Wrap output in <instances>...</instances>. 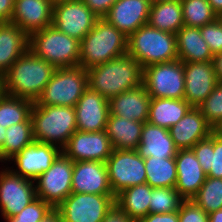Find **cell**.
<instances>
[{"mask_svg": "<svg viewBox=\"0 0 222 222\" xmlns=\"http://www.w3.org/2000/svg\"><path fill=\"white\" fill-rule=\"evenodd\" d=\"M56 68L29 49L2 75L7 95L36 102Z\"/></svg>", "mask_w": 222, "mask_h": 222, "instance_id": "cell-1", "label": "cell"}, {"mask_svg": "<svg viewBox=\"0 0 222 222\" xmlns=\"http://www.w3.org/2000/svg\"><path fill=\"white\" fill-rule=\"evenodd\" d=\"M87 74L89 88L108 100L143 84V68L128 54L87 69Z\"/></svg>", "mask_w": 222, "mask_h": 222, "instance_id": "cell-2", "label": "cell"}, {"mask_svg": "<svg viewBox=\"0 0 222 222\" xmlns=\"http://www.w3.org/2000/svg\"><path fill=\"white\" fill-rule=\"evenodd\" d=\"M128 52V37L104 18L80 41L79 66L85 70L121 57Z\"/></svg>", "mask_w": 222, "mask_h": 222, "instance_id": "cell-3", "label": "cell"}, {"mask_svg": "<svg viewBox=\"0 0 222 222\" xmlns=\"http://www.w3.org/2000/svg\"><path fill=\"white\" fill-rule=\"evenodd\" d=\"M33 137L36 142L53 144L61 149L77 131L74 107L33 104Z\"/></svg>", "mask_w": 222, "mask_h": 222, "instance_id": "cell-4", "label": "cell"}, {"mask_svg": "<svg viewBox=\"0 0 222 222\" xmlns=\"http://www.w3.org/2000/svg\"><path fill=\"white\" fill-rule=\"evenodd\" d=\"M28 49L55 68L79 66L80 41L53 25L31 33Z\"/></svg>", "mask_w": 222, "mask_h": 222, "instance_id": "cell-5", "label": "cell"}, {"mask_svg": "<svg viewBox=\"0 0 222 222\" xmlns=\"http://www.w3.org/2000/svg\"><path fill=\"white\" fill-rule=\"evenodd\" d=\"M127 54L136 59L142 68L177 60L176 34L161 31L149 24L143 25L128 37Z\"/></svg>", "mask_w": 222, "mask_h": 222, "instance_id": "cell-6", "label": "cell"}, {"mask_svg": "<svg viewBox=\"0 0 222 222\" xmlns=\"http://www.w3.org/2000/svg\"><path fill=\"white\" fill-rule=\"evenodd\" d=\"M88 87V74L83 67L56 68L34 103L42 106L75 107Z\"/></svg>", "mask_w": 222, "mask_h": 222, "instance_id": "cell-7", "label": "cell"}, {"mask_svg": "<svg viewBox=\"0 0 222 222\" xmlns=\"http://www.w3.org/2000/svg\"><path fill=\"white\" fill-rule=\"evenodd\" d=\"M143 85L151 98L184 99L183 62L177 59L143 68Z\"/></svg>", "mask_w": 222, "mask_h": 222, "instance_id": "cell-8", "label": "cell"}, {"mask_svg": "<svg viewBox=\"0 0 222 222\" xmlns=\"http://www.w3.org/2000/svg\"><path fill=\"white\" fill-rule=\"evenodd\" d=\"M73 165L74 162L61 153L51 167L34 180L37 197L53 209L72 193Z\"/></svg>", "mask_w": 222, "mask_h": 222, "instance_id": "cell-9", "label": "cell"}, {"mask_svg": "<svg viewBox=\"0 0 222 222\" xmlns=\"http://www.w3.org/2000/svg\"><path fill=\"white\" fill-rule=\"evenodd\" d=\"M115 195L71 193L57 208L62 222H102L115 206Z\"/></svg>", "mask_w": 222, "mask_h": 222, "instance_id": "cell-10", "label": "cell"}, {"mask_svg": "<svg viewBox=\"0 0 222 222\" xmlns=\"http://www.w3.org/2000/svg\"><path fill=\"white\" fill-rule=\"evenodd\" d=\"M106 166L109 184L115 196L128 187L146 183L144 159L136 150L113 149Z\"/></svg>", "mask_w": 222, "mask_h": 222, "instance_id": "cell-11", "label": "cell"}, {"mask_svg": "<svg viewBox=\"0 0 222 222\" xmlns=\"http://www.w3.org/2000/svg\"><path fill=\"white\" fill-rule=\"evenodd\" d=\"M2 169V170H1ZM0 171V213L14 217L37 198L34 180L16 175L7 166Z\"/></svg>", "mask_w": 222, "mask_h": 222, "instance_id": "cell-12", "label": "cell"}, {"mask_svg": "<svg viewBox=\"0 0 222 222\" xmlns=\"http://www.w3.org/2000/svg\"><path fill=\"white\" fill-rule=\"evenodd\" d=\"M98 19L82 0L53 4L52 25L78 41L92 30Z\"/></svg>", "mask_w": 222, "mask_h": 222, "instance_id": "cell-13", "label": "cell"}, {"mask_svg": "<svg viewBox=\"0 0 222 222\" xmlns=\"http://www.w3.org/2000/svg\"><path fill=\"white\" fill-rule=\"evenodd\" d=\"M61 153L62 149L58 146L34 141L10 158L6 164L16 175L35 180L51 167ZM11 163L14 164L9 167L8 164Z\"/></svg>", "mask_w": 222, "mask_h": 222, "instance_id": "cell-14", "label": "cell"}, {"mask_svg": "<svg viewBox=\"0 0 222 222\" xmlns=\"http://www.w3.org/2000/svg\"><path fill=\"white\" fill-rule=\"evenodd\" d=\"M113 146L106 130L100 132L76 131L62 148V153L73 162L100 161L106 163Z\"/></svg>", "mask_w": 222, "mask_h": 222, "instance_id": "cell-15", "label": "cell"}, {"mask_svg": "<svg viewBox=\"0 0 222 222\" xmlns=\"http://www.w3.org/2000/svg\"><path fill=\"white\" fill-rule=\"evenodd\" d=\"M185 78L184 99L192 106L199 107L212 93L218 80L213 61L183 62Z\"/></svg>", "mask_w": 222, "mask_h": 222, "instance_id": "cell-16", "label": "cell"}, {"mask_svg": "<svg viewBox=\"0 0 222 222\" xmlns=\"http://www.w3.org/2000/svg\"><path fill=\"white\" fill-rule=\"evenodd\" d=\"M151 0H117L103 17L127 37L148 24Z\"/></svg>", "mask_w": 222, "mask_h": 222, "instance_id": "cell-17", "label": "cell"}, {"mask_svg": "<svg viewBox=\"0 0 222 222\" xmlns=\"http://www.w3.org/2000/svg\"><path fill=\"white\" fill-rule=\"evenodd\" d=\"M77 130L100 132L106 130L110 110L108 99L89 87L74 107Z\"/></svg>", "mask_w": 222, "mask_h": 222, "instance_id": "cell-18", "label": "cell"}, {"mask_svg": "<svg viewBox=\"0 0 222 222\" xmlns=\"http://www.w3.org/2000/svg\"><path fill=\"white\" fill-rule=\"evenodd\" d=\"M72 193L114 195L106 163L92 160L74 162Z\"/></svg>", "mask_w": 222, "mask_h": 222, "instance_id": "cell-19", "label": "cell"}, {"mask_svg": "<svg viewBox=\"0 0 222 222\" xmlns=\"http://www.w3.org/2000/svg\"><path fill=\"white\" fill-rule=\"evenodd\" d=\"M52 0H15L10 22L20 27L28 36L52 25Z\"/></svg>", "mask_w": 222, "mask_h": 222, "instance_id": "cell-20", "label": "cell"}, {"mask_svg": "<svg viewBox=\"0 0 222 222\" xmlns=\"http://www.w3.org/2000/svg\"><path fill=\"white\" fill-rule=\"evenodd\" d=\"M175 162L177 170L175 189L184 200H192L205 182L206 173L192 149L178 150Z\"/></svg>", "mask_w": 222, "mask_h": 222, "instance_id": "cell-21", "label": "cell"}, {"mask_svg": "<svg viewBox=\"0 0 222 222\" xmlns=\"http://www.w3.org/2000/svg\"><path fill=\"white\" fill-rule=\"evenodd\" d=\"M171 138L178 150L192 147L210 136L214 129L206 121L198 108L192 107L183 118L169 129Z\"/></svg>", "mask_w": 222, "mask_h": 222, "instance_id": "cell-22", "label": "cell"}, {"mask_svg": "<svg viewBox=\"0 0 222 222\" xmlns=\"http://www.w3.org/2000/svg\"><path fill=\"white\" fill-rule=\"evenodd\" d=\"M151 97L142 84L108 100L110 114L127 120L147 122Z\"/></svg>", "mask_w": 222, "mask_h": 222, "instance_id": "cell-23", "label": "cell"}, {"mask_svg": "<svg viewBox=\"0 0 222 222\" xmlns=\"http://www.w3.org/2000/svg\"><path fill=\"white\" fill-rule=\"evenodd\" d=\"M143 158H175L178 149L176 148L170 132L151 123L144 122L140 143L136 149Z\"/></svg>", "mask_w": 222, "mask_h": 222, "instance_id": "cell-24", "label": "cell"}, {"mask_svg": "<svg viewBox=\"0 0 222 222\" xmlns=\"http://www.w3.org/2000/svg\"><path fill=\"white\" fill-rule=\"evenodd\" d=\"M29 36L12 22L0 23V76L28 50Z\"/></svg>", "mask_w": 222, "mask_h": 222, "instance_id": "cell-25", "label": "cell"}, {"mask_svg": "<svg viewBox=\"0 0 222 222\" xmlns=\"http://www.w3.org/2000/svg\"><path fill=\"white\" fill-rule=\"evenodd\" d=\"M178 59L182 62L213 61V54L202 38L199 27L183 26L176 33Z\"/></svg>", "mask_w": 222, "mask_h": 222, "instance_id": "cell-26", "label": "cell"}, {"mask_svg": "<svg viewBox=\"0 0 222 222\" xmlns=\"http://www.w3.org/2000/svg\"><path fill=\"white\" fill-rule=\"evenodd\" d=\"M144 123L109 114L106 132L116 150H136Z\"/></svg>", "mask_w": 222, "mask_h": 222, "instance_id": "cell-27", "label": "cell"}, {"mask_svg": "<svg viewBox=\"0 0 222 222\" xmlns=\"http://www.w3.org/2000/svg\"><path fill=\"white\" fill-rule=\"evenodd\" d=\"M151 192L147 183L128 187L116 195L115 205L137 222L150 213Z\"/></svg>", "mask_w": 222, "mask_h": 222, "instance_id": "cell-28", "label": "cell"}, {"mask_svg": "<svg viewBox=\"0 0 222 222\" xmlns=\"http://www.w3.org/2000/svg\"><path fill=\"white\" fill-rule=\"evenodd\" d=\"M191 108L185 99L151 98L147 121L169 130Z\"/></svg>", "mask_w": 222, "mask_h": 222, "instance_id": "cell-29", "label": "cell"}, {"mask_svg": "<svg viewBox=\"0 0 222 222\" xmlns=\"http://www.w3.org/2000/svg\"><path fill=\"white\" fill-rule=\"evenodd\" d=\"M207 177L222 179V137L215 131L192 147Z\"/></svg>", "mask_w": 222, "mask_h": 222, "instance_id": "cell-30", "label": "cell"}, {"mask_svg": "<svg viewBox=\"0 0 222 222\" xmlns=\"http://www.w3.org/2000/svg\"><path fill=\"white\" fill-rule=\"evenodd\" d=\"M148 24L161 31L176 34L184 26L181 0L152 4Z\"/></svg>", "mask_w": 222, "mask_h": 222, "instance_id": "cell-31", "label": "cell"}, {"mask_svg": "<svg viewBox=\"0 0 222 222\" xmlns=\"http://www.w3.org/2000/svg\"><path fill=\"white\" fill-rule=\"evenodd\" d=\"M146 183L152 188H175L177 170L175 158L149 157L144 159Z\"/></svg>", "mask_w": 222, "mask_h": 222, "instance_id": "cell-32", "label": "cell"}, {"mask_svg": "<svg viewBox=\"0 0 222 222\" xmlns=\"http://www.w3.org/2000/svg\"><path fill=\"white\" fill-rule=\"evenodd\" d=\"M34 141L31 117L26 122L10 126L6 129L5 141L0 150V162L6 164L10 158Z\"/></svg>", "mask_w": 222, "mask_h": 222, "instance_id": "cell-33", "label": "cell"}, {"mask_svg": "<svg viewBox=\"0 0 222 222\" xmlns=\"http://www.w3.org/2000/svg\"><path fill=\"white\" fill-rule=\"evenodd\" d=\"M34 102L28 99L4 95L0 98V126H10L26 122L31 117Z\"/></svg>", "mask_w": 222, "mask_h": 222, "instance_id": "cell-34", "label": "cell"}, {"mask_svg": "<svg viewBox=\"0 0 222 222\" xmlns=\"http://www.w3.org/2000/svg\"><path fill=\"white\" fill-rule=\"evenodd\" d=\"M181 5L185 26L202 27L218 18L208 0H181Z\"/></svg>", "mask_w": 222, "mask_h": 222, "instance_id": "cell-35", "label": "cell"}, {"mask_svg": "<svg viewBox=\"0 0 222 222\" xmlns=\"http://www.w3.org/2000/svg\"><path fill=\"white\" fill-rule=\"evenodd\" d=\"M192 201L207 214L222 209V179L206 177Z\"/></svg>", "mask_w": 222, "mask_h": 222, "instance_id": "cell-36", "label": "cell"}, {"mask_svg": "<svg viewBox=\"0 0 222 222\" xmlns=\"http://www.w3.org/2000/svg\"><path fill=\"white\" fill-rule=\"evenodd\" d=\"M150 213H172L178 211L184 199L175 188H152Z\"/></svg>", "mask_w": 222, "mask_h": 222, "instance_id": "cell-37", "label": "cell"}, {"mask_svg": "<svg viewBox=\"0 0 222 222\" xmlns=\"http://www.w3.org/2000/svg\"><path fill=\"white\" fill-rule=\"evenodd\" d=\"M197 108L212 128L216 129L222 123V83L218 82L212 93Z\"/></svg>", "mask_w": 222, "mask_h": 222, "instance_id": "cell-38", "label": "cell"}, {"mask_svg": "<svg viewBox=\"0 0 222 222\" xmlns=\"http://www.w3.org/2000/svg\"><path fill=\"white\" fill-rule=\"evenodd\" d=\"M52 210L53 208L48 203L37 197L16 216L3 220L5 222H39Z\"/></svg>", "mask_w": 222, "mask_h": 222, "instance_id": "cell-39", "label": "cell"}, {"mask_svg": "<svg viewBox=\"0 0 222 222\" xmlns=\"http://www.w3.org/2000/svg\"><path fill=\"white\" fill-rule=\"evenodd\" d=\"M200 28L202 38L205 40L211 53L214 55L222 52V18Z\"/></svg>", "mask_w": 222, "mask_h": 222, "instance_id": "cell-40", "label": "cell"}, {"mask_svg": "<svg viewBox=\"0 0 222 222\" xmlns=\"http://www.w3.org/2000/svg\"><path fill=\"white\" fill-rule=\"evenodd\" d=\"M179 222H208L209 214L192 200H184L178 210Z\"/></svg>", "mask_w": 222, "mask_h": 222, "instance_id": "cell-41", "label": "cell"}, {"mask_svg": "<svg viewBox=\"0 0 222 222\" xmlns=\"http://www.w3.org/2000/svg\"><path fill=\"white\" fill-rule=\"evenodd\" d=\"M91 11L98 16L99 18H103L108 11L111 9V6L117 0H82Z\"/></svg>", "mask_w": 222, "mask_h": 222, "instance_id": "cell-42", "label": "cell"}, {"mask_svg": "<svg viewBox=\"0 0 222 222\" xmlns=\"http://www.w3.org/2000/svg\"><path fill=\"white\" fill-rule=\"evenodd\" d=\"M137 222H179L178 211L172 213H149Z\"/></svg>", "mask_w": 222, "mask_h": 222, "instance_id": "cell-43", "label": "cell"}, {"mask_svg": "<svg viewBox=\"0 0 222 222\" xmlns=\"http://www.w3.org/2000/svg\"><path fill=\"white\" fill-rule=\"evenodd\" d=\"M102 222H135L128 215L122 212L116 205L105 216Z\"/></svg>", "mask_w": 222, "mask_h": 222, "instance_id": "cell-44", "label": "cell"}, {"mask_svg": "<svg viewBox=\"0 0 222 222\" xmlns=\"http://www.w3.org/2000/svg\"><path fill=\"white\" fill-rule=\"evenodd\" d=\"M15 0H0V23L9 22L13 15Z\"/></svg>", "mask_w": 222, "mask_h": 222, "instance_id": "cell-45", "label": "cell"}, {"mask_svg": "<svg viewBox=\"0 0 222 222\" xmlns=\"http://www.w3.org/2000/svg\"><path fill=\"white\" fill-rule=\"evenodd\" d=\"M213 63H214L216 78L219 83H222V52L214 55Z\"/></svg>", "mask_w": 222, "mask_h": 222, "instance_id": "cell-46", "label": "cell"}, {"mask_svg": "<svg viewBox=\"0 0 222 222\" xmlns=\"http://www.w3.org/2000/svg\"><path fill=\"white\" fill-rule=\"evenodd\" d=\"M39 222H62L61 216L56 209H53Z\"/></svg>", "mask_w": 222, "mask_h": 222, "instance_id": "cell-47", "label": "cell"}, {"mask_svg": "<svg viewBox=\"0 0 222 222\" xmlns=\"http://www.w3.org/2000/svg\"><path fill=\"white\" fill-rule=\"evenodd\" d=\"M213 11L218 15V17L222 16V0H208Z\"/></svg>", "mask_w": 222, "mask_h": 222, "instance_id": "cell-48", "label": "cell"}, {"mask_svg": "<svg viewBox=\"0 0 222 222\" xmlns=\"http://www.w3.org/2000/svg\"><path fill=\"white\" fill-rule=\"evenodd\" d=\"M208 222H222V209L210 213Z\"/></svg>", "mask_w": 222, "mask_h": 222, "instance_id": "cell-49", "label": "cell"}, {"mask_svg": "<svg viewBox=\"0 0 222 222\" xmlns=\"http://www.w3.org/2000/svg\"><path fill=\"white\" fill-rule=\"evenodd\" d=\"M6 129L3 126H0V150L3 148V144L5 141V136H6Z\"/></svg>", "mask_w": 222, "mask_h": 222, "instance_id": "cell-50", "label": "cell"}, {"mask_svg": "<svg viewBox=\"0 0 222 222\" xmlns=\"http://www.w3.org/2000/svg\"><path fill=\"white\" fill-rule=\"evenodd\" d=\"M4 85H3V79L2 76H0V98L4 95Z\"/></svg>", "mask_w": 222, "mask_h": 222, "instance_id": "cell-51", "label": "cell"}, {"mask_svg": "<svg viewBox=\"0 0 222 222\" xmlns=\"http://www.w3.org/2000/svg\"><path fill=\"white\" fill-rule=\"evenodd\" d=\"M216 133H218L222 137V123L214 129Z\"/></svg>", "mask_w": 222, "mask_h": 222, "instance_id": "cell-52", "label": "cell"}, {"mask_svg": "<svg viewBox=\"0 0 222 222\" xmlns=\"http://www.w3.org/2000/svg\"><path fill=\"white\" fill-rule=\"evenodd\" d=\"M169 1H173V0H151V3L155 4V3H163V2H169Z\"/></svg>", "mask_w": 222, "mask_h": 222, "instance_id": "cell-53", "label": "cell"}, {"mask_svg": "<svg viewBox=\"0 0 222 222\" xmlns=\"http://www.w3.org/2000/svg\"><path fill=\"white\" fill-rule=\"evenodd\" d=\"M62 1H70V0H52V3L55 4V3L62 2Z\"/></svg>", "mask_w": 222, "mask_h": 222, "instance_id": "cell-54", "label": "cell"}]
</instances>
